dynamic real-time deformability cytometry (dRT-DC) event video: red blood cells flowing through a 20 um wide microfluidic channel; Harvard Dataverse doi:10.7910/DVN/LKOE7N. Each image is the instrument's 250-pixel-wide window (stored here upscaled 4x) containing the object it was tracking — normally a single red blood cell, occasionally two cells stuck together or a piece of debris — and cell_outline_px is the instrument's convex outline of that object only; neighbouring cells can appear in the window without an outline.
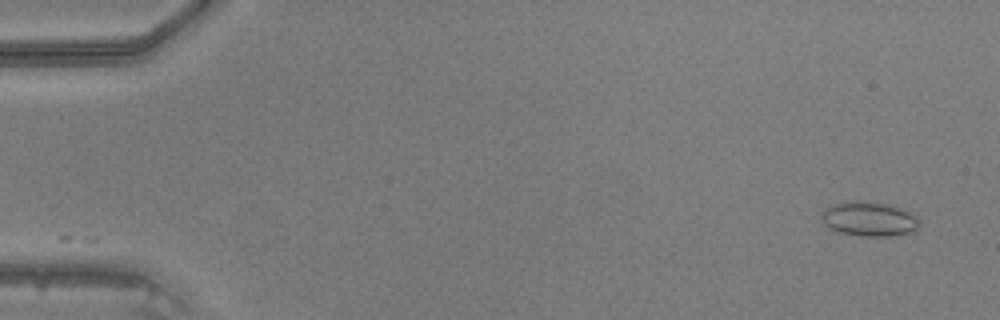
{"species": "common noctule bat (a hibernating species)", "species_latin": "Nyctalus noctula", "temperature_condition": "warm", "stored_images_in_passage": 7, "camera_frame_rate_fps": 3000, "um_per_image_px": 0.085, "animal": {"sex": "male", "body_mass_g": 20.5, "forearm_length_mm": 52.5}, "frame": {"image": 1, "passage_image": 1, "time_ms": 0.0, "image_size_px": [1000, 320], "cell_outline_px": [[920, 228], [916, 232], [888, 236], [860, 236], [840, 232], [824, 224], [820, 220], [820, 216], [824, 208], [848, 200], [860, 200], [892, 204], [916, 216], [920, 220]], "centroid_in_image_um": [73.9, 18.6], "position_along_channel_um": 11.1, "area_um2": 20.06}}